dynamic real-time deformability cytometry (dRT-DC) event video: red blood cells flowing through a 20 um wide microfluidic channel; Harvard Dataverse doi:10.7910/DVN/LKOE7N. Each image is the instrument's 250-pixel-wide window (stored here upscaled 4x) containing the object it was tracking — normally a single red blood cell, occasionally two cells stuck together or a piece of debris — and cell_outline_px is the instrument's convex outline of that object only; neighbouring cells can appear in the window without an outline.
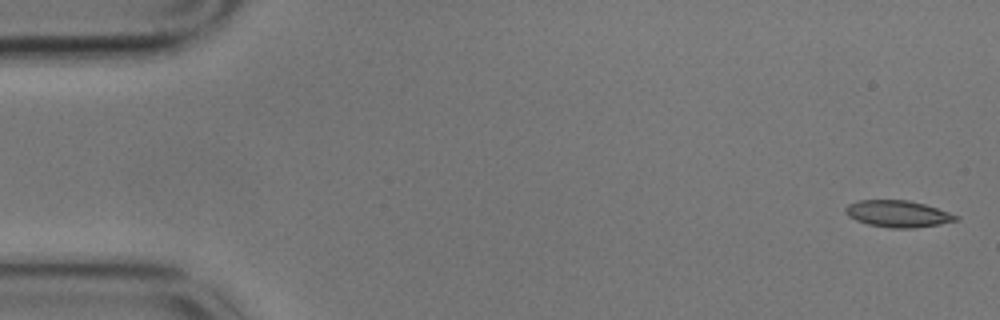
{"species": "common noctule bat (a hibernating species)", "species_latin": "Nyctalus noctula", "temperature_condition": "cold", "stored_images_in_passage": 4, "camera_frame_rate_fps": 3000, "um_per_image_px": 0.085, "animal": {"sex": "male", "body_mass_g": 17.9}, "frame": {"image": 1, "passage_image": 1, "time_ms": 0.0, "image_size_px": [1000, 320], "cell_outline_px": [[960, 220], [940, 224], [916, 228], [888, 228], [868, 224], [856, 220], [848, 216], [844, 212], [844, 208], [848, 204], [860, 200], [908, 200], [924, 204], [960, 216]], "centroid_in_image_um": [76.32, 18.18], "position_along_channel_um": 8.7, "area_um2": 17.28}}